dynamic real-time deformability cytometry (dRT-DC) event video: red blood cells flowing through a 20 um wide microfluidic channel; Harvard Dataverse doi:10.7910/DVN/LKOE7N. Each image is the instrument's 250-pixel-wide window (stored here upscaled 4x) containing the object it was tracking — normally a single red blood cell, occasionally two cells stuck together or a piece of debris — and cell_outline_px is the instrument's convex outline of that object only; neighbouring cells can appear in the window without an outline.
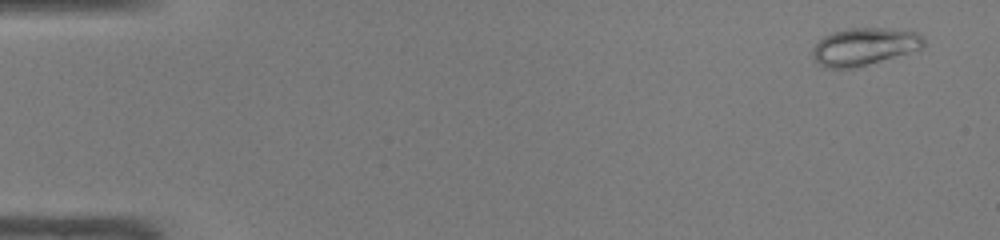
{"species": "common noctule bat (a hibernating species)", "species_latin": "Nyctalus noctula", "temperature_condition": "warm", "stored_images_in_passage": 48, "camera_frame_rate_fps": 3000, "um_per_image_px": 0.085, "animal": {"sex": "male", "body_mass_g": 19.0, "forearm_length_mm": 50.8}, "frame": {"image": 1, "passage_image": 3, "time_ms": 0.667, "image_size_px": [1000, 240], "cell_outline_px": [[924, 48], [856, 68], [824, 68], [812, 56], [812, 48], [824, 36], [832, 32], [848, 28], [888, 28], [920, 32], [924, 40]], "centroid_in_image_um": [73.48, 3.95], "position_along_channel_um": 11.5, "area_um2": 24.45}}
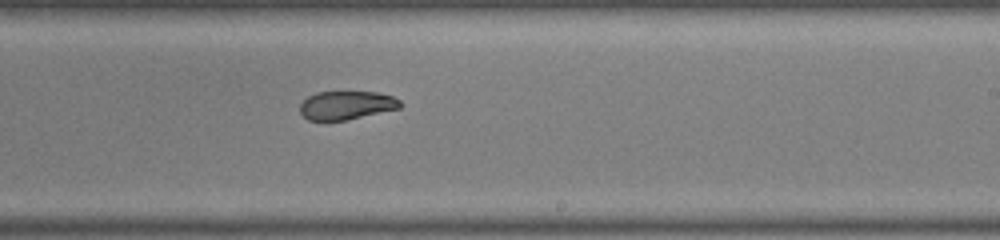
{"frame": {"image": 2, "passage_image": 30, "time_ms": 9.667, "image_size_px": [1000, 240], "cell_outline_px": [[404, 104], [400, 108], [344, 120], [308, 120], [300, 112], [300, 104], [308, 96], [316, 92], [380, 92], [392, 96], [400, 100]], "centroid_in_image_um": [29.46, 8.93], "position_along_channel_um": 259.5, "area_um2": 16.59}}
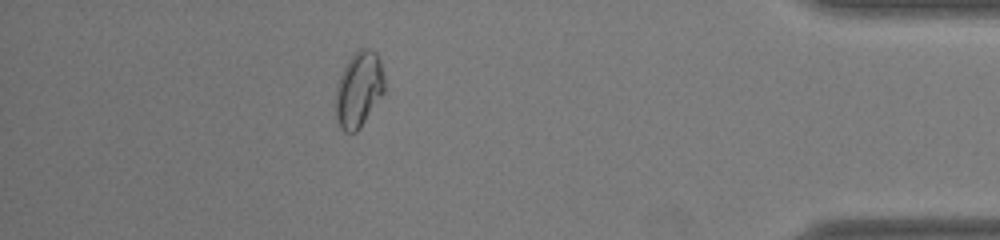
{"frame": {"image": 3, "passage_image": 43, "time_ms": 14.0, "image_size_px": [1000, 240], "cell_outline_px": [[384, 92], [360, 128], [356, 132], [344, 132], [340, 128], [336, 120], [336, 84], [348, 60], [360, 48], [368, 48], [376, 52], [380, 60], [384, 76]], "centroid_in_image_um": [30.49, 7.61], "position_along_channel_um": 404.7, "area_um2": 21.44}, "authors_computed_cell_mechanics": {"area_um2": 20.6346, "velocity_mm_per_s": 4.2847, "shape_relaxation_time_tau1_ms": null, "shape_relaxation_time_tau2_ms": 2.5778, "deformation_change_tau1": null, "deformation_change_tau2": 0.048}}